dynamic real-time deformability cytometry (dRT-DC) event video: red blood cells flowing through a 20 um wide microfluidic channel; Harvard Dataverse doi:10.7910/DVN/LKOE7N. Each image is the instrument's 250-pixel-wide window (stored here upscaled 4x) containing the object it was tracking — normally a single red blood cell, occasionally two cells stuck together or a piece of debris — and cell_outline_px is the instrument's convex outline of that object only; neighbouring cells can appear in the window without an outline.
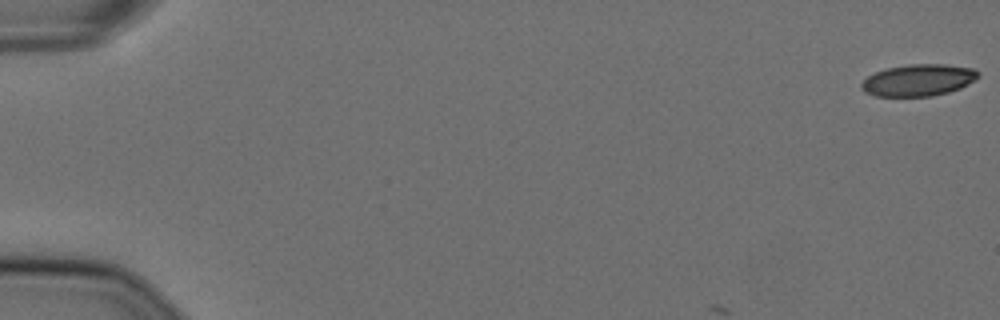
{"species": "Egyptian fruit bat (a non-hibernating species)", "species_latin": "Rousettus aegyptiacus", "temperature_condition": "cold", "stored_images_in_passage": 3, "camera_frame_rate_fps": 3000, "um_per_image_px": 0.085, "animal": {"sex": "female"}, "frame": {"image": 1, "passage_image": 1, "time_ms": 0.0, "image_size_px": [1000, 320], "cell_outline_px": [[980, 76], [968, 84], [960, 88], [948, 92], [932, 96], [876, 96], [864, 92], [860, 88], [860, 84], [868, 76], [876, 72], [888, 68], [908, 64], [944, 64], [972, 68], [980, 72]], "centroid_in_image_um": [78.06, 6.81], "position_along_channel_um": 6.9, "area_um2": 21.62}}